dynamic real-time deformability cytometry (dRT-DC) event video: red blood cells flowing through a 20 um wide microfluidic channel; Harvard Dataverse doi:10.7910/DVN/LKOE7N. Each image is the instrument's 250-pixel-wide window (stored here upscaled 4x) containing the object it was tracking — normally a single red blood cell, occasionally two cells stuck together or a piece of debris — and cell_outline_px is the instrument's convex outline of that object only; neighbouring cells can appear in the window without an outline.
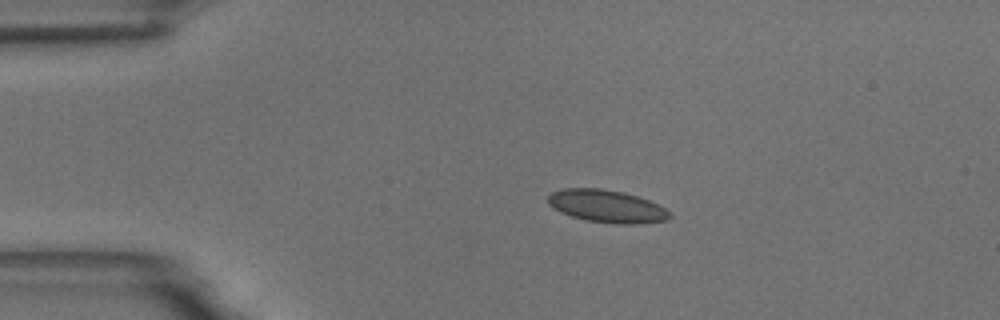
{"species": "common noctule bat (a hibernating species)", "species_latin": "Nyctalus noctula", "temperature_condition": "room temperature", "stored_images_in_passage": 45, "camera_frame_rate_fps": 3000, "um_per_image_px": 0.085, "animal": {"sex": "male", "body_mass_g": 18.8}, "frame": {"image": 1, "passage_image": 1, "time_ms": 0.0, "image_size_px": [1000, 320], "cell_outline_px": [[672, 216], [668, 220], [636, 224], [616, 224], [588, 220], [572, 216], [560, 212], [548, 204], [548, 196], [552, 192], [564, 188], [600, 188], [620, 192], [636, 196], [648, 200], [672, 212]], "centroid_in_image_um": [51.59, 17.53], "position_along_channel_um": 33.4, "area_um2": 22.95}}
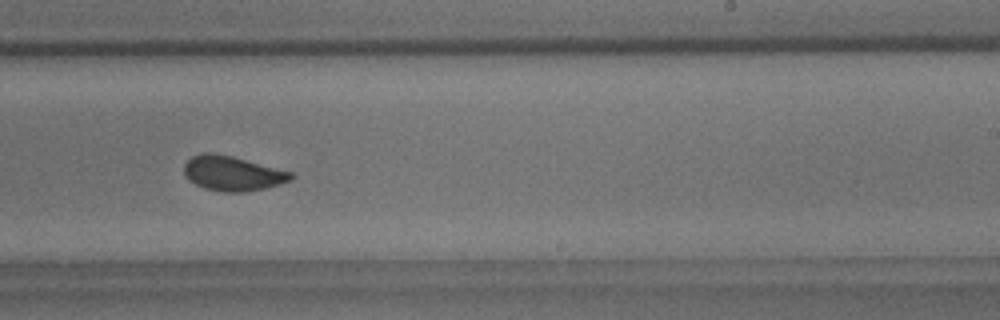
{"frame": {"image": 2, "passage_image": 24, "time_ms": 7.667, "image_size_px": [1000, 320], "cell_outline_px": [[296, 176], [292, 180], [280, 184], [264, 188], [244, 192], [224, 192], [204, 188], [188, 180], [184, 172], [184, 164], [192, 156], [200, 152], [212, 152], [232, 156], [292, 172]], "centroid_in_image_um": [19.76, 14.73], "position_along_channel_um": 269.2, "area_um2": 21.73}}
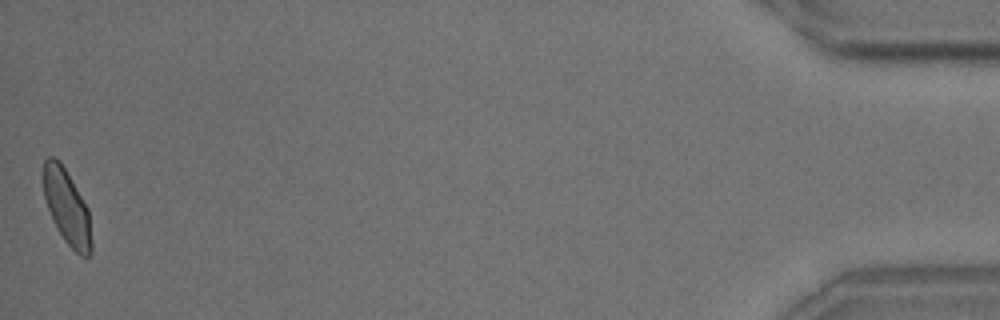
{"frame": {"image": 3, "passage_image": 45, "time_ms": 14.667, "image_size_px": [1000, 320], "cell_outline_px": [[92, 252], [88, 256], [80, 256], [64, 240], [52, 220], [44, 196], [40, 176], [44, 160], [48, 156], [52, 156], [60, 160], [88, 208], [92, 244]], "centroid_in_image_um": [5.64, 17.55], "position_along_channel_um": 429.6, "area_um2": 21.33}, "authors_computed_cell_mechanics": {"area_um2": 21.7328, "velocity_mm_per_s": 3.6325, "shape_relaxation_time_tau1_ms": 6.9253, "shape_relaxation_time_tau2_ms": 0.871, "deformation_change_tau1": 0.1072, "deformation_change_tau2": 0.0571}}